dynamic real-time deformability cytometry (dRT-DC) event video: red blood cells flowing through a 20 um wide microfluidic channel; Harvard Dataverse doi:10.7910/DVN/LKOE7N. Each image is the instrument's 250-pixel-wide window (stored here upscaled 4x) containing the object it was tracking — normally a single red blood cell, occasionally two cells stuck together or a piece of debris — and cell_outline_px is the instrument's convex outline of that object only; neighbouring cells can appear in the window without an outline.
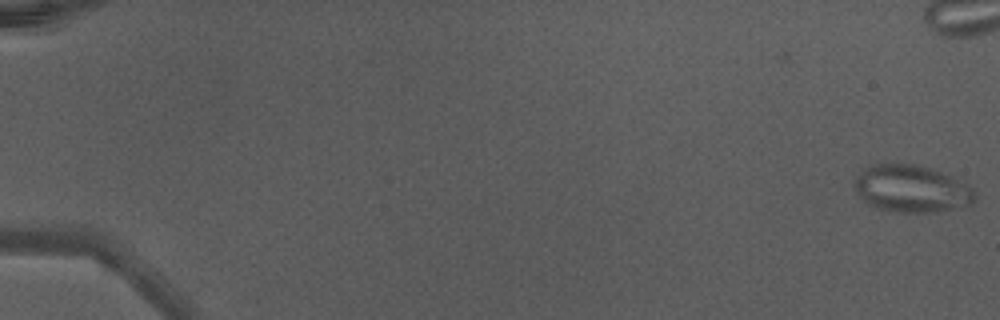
{"species": "Egyptian fruit bat (a non-hibernating species)", "species_latin": "Rousettus aegyptiacus", "temperature_condition": "warm", "stored_images_in_passage": 10, "camera_frame_rate_fps": 3000, "um_per_image_px": 0.085, "animal": {"sex": "male"}, "frame": {"image": 1, "passage_image": 1, "time_ms": 0.0, "image_size_px": [1000, 320], "cell_outline_px": [[976, 200], [968, 204], [936, 212], [900, 212], [880, 208], [868, 204], [860, 196], [852, 184], [852, 180], [864, 168], [876, 164], [916, 164], [932, 168], [952, 176], [968, 184], [976, 192]], "centroid_in_image_um": [77.48, 16.02], "position_along_channel_um": 7.5, "area_um2": 33.06}}